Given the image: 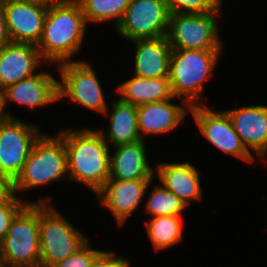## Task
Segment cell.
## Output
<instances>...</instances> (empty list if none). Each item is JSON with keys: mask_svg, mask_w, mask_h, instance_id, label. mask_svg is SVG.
I'll use <instances>...</instances> for the list:
<instances>
[{"mask_svg": "<svg viewBox=\"0 0 267 267\" xmlns=\"http://www.w3.org/2000/svg\"><path fill=\"white\" fill-rule=\"evenodd\" d=\"M88 24L76 0H56L48 5L42 36L36 45L50 65L74 61L81 52Z\"/></svg>", "mask_w": 267, "mask_h": 267, "instance_id": "1", "label": "cell"}, {"mask_svg": "<svg viewBox=\"0 0 267 267\" xmlns=\"http://www.w3.org/2000/svg\"><path fill=\"white\" fill-rule=\"evenodd\" d=\"M70 129L56 131L66 147L68 179L85 185L94 195L110 177L111 147L97 128Z\"/></svg>", "mask_w": 267, "mask_h": 267, "instance_id": "2", "label": "cell"}, {"mask_svg": "<svg viewBox=\"0 0 267 267\" xmlns=\"http://www.w3.org/2000/svg\"><path fill=\"white\" fill-rule=\"evenodd\" d=\"M222 51L172 49L168 78L173 96L190 107L204 105V83L214 75Z\"/></svg>", "mask_w": 267, "mask_h": 267, "instance_id": "3", "label": "cell"}, {"mask_svg": "<svg viewBox=\"0 0 267 267\" xmlns=\"http://www.w3.org/2000/svg\"><path fill=\"white\" fill-rule=\"evenodd\" d=\"M62 179L69 180L64 140L58 133L42 132L34 142L20 175L13 182L14 193L23 194Z\"/></svg>", "mask_w": 267, "mask_h": 267, "instance_id": "4", "label": "cell"}, {"mask_svg": "<svg viewBox=\"0 0 267 267\" xmlns=\"http://www.w3.org/2000/svg\"><path fill=\"white\" fill-rule=\"evenodd\" d=\"M0 267H40L39 203H26L0 241Z\"/></svg>", "mask_w": 267, "mask_h": 267, "instance_id": "5", "label": "cell"}, {"mask_svg": "<svg viewBox=\"0 0 267 267\" xmlns=\"http://www.w3.org/2000/svg\"><path fill=\"white\" fill-rule=\"evenodd\" d=\"M40 267H52L89 239L52 203H39Z\"/></svg>", "mask_w": 267, "mask_h": 267, "instance_id": "6", "label": "cell"}, {"mask_svg": "<svg viewBox=\"0 0 267 267\" xmlns=\"http://www.w3.org/2000/svg\"><path fill=\"white\" fill-rule=\"evenodd\" d=\"M223 4L224 1L209 13L171 14L166 34L171 49L223 50L224 42L217 24L222 19Z\"/></svg>", "mask_w": 267, "mask_h": 267, "instance_id": "7", "label": "cell"}, {"mask_svg": "<svg viewBox=\"0 0 267 267\" xmlns=\"http://www.w3.org/2000/svg\"><path fill=\"white\" fill-rule=\"evenodd\" d=\"M93 65L86 60L68 61L56 65L61 78L58 80L59 102L69 100L72 105L82 106L103 115L109 106L103 85Z\"/></svg>", "mask_w": 267, "mask_h": 267, "instance_id": "8", "label": "cell"}, {"mask_svg": "<svg viewBox=\"0 0 267 267\" xmlns=\"http://www.w3.org/2000/svg\"><path fill=\"white\" fill-rule=\"evenodd\" d=\"M210 108L208 105H197L190 108V113L200 133L212 145L226 155L233 156L241 162L252 164L256 158L243 145L236 133L227 112Z\"/></svg>", "mask_w": 267, "mask_h": 267, "instance_id": "9", "label": "cell"}, {"mask_svg": "<svg viewBox=\"0 0 267 267\" xmlns=\"http://www.w3.org/2000/svg\"><path fill=\"white\" fill-rule=\"evenodd\" d=\"M170 15L165 0H131L115 31L128 42L166 36Z\"/></svg>", "mask_w": 267, "mask_h": 267, "instance_id": "10", "label": "cell"}, {"mask_svg": "<svg viewBox=\"0 0 267 267\" xmlns=\"http://www.w3.org/2000/svg\"><path fill=\"white\" fill-rule=\"evenodd\" d=\"M42 132L40 126L17 117L0 120V173L14 182Z\"/></svg>", "mask_w": 267, "mask_h": 267, "instance_id": "11", "label": "cell"}, {"mask_svg": "<svg viewBox=\"0 0 267 267\" xmlns=\"http://www.w3.org/2000/svg\"><path fill=\"white\" fill-rule=\"evenodd\" d=\"M154 180H108L95 195L100 205L113 215L117 225L123 227L141 206Z\"/></svg>", "mask_w": 267, "mask_h": 267, "instance_id": "12", "label": "cell"}, {"mask_svg": "<svg viewBox=\"0 0 267 267\" xmlns=\"http://www.w3.org/2000/svg\"><path fill=\"white\" fill-rule=\"evenodd\" d=\"M48 70H40L36 74L9 85L3 89L4 108L8 102L32 111L46 108L50 104L59 103L58 78Z\"/></svg>", "mask_w": 267, "mask_h": 267, "instance_id": "13", "label": "cell"}, {"mask_svg": "<svg viewBox=\"0 0 267 267\" xmlns=\"http://www.w3.org/2000/svg\"><path fill=\"white\" fill-rule=\"evenodd\" d=\"M243 145L259 162L267 157V105L225 110Z\"/></svg>", "mask_w": 267, "mask_h": 267, "instance_id": "14", "label": "cell"}, {"mask_svg": "<svg viewBox=\"0 0 267 267\" xmlns=\"http://www.w3.org/2000/svg\"><path fill=\"white\" fill-rule=\"evenodd\" d=\"M2 4L11 41L37 45L42 36L48 5L15 0H5Z\"/></svg>", "mask_w": 267, "mask_h": 267, "instance_id": "15", "label": "cell"}, {"mask_svg": "<svg viewBox=\"0 0 267 267\" xmlns=\"http://www.w3.org/2000/svg\"><path fill=\"white\" fill-rule=\"evenodd\" d=\"M176 99L173 97L161 102H152L137 106L138 130L142 140L146 135L162 136L182 123L184 118L190 113V106L187 103L174 104ZM177 127V128H176Z\"/></svg>", "mask_w": 267, "mask_h": 267, "instance_id": "16", "label": "cell"}, {"mask_svg": "<svg viewBox=\"0 0 267 267\" xmlns=\"http://www.w3.org/2000/svg\"><path fill=\"white\" fill-rule=\"evenodd\" d=\"M48 63L42 58L37 46L30 43L11 42L0 48V88L30 77Z\"/></svg>", "mask_w": 267, "mask_h": 267, "instance_id": "17", "label": "cell"}, {"mask_svg": "<svg viewBox=\"0 0 267 267\" xmlns=\"http://www.w3.org/2000/svg\"><path fill=\"white\" fill-rule=\"evenodd\" d=\"M155 178L170 192H173L187 208L193 201L203 200L201 174L190 161L155 163Z\"/></svg>", "mask_w": 267, "mask_h": 267, "instance_id": "18", "label": "cell"}, {"mask_svg": "<svg viewBox=\"0 0 267 267\" xmlns=\"http://www.w3.org/2000/svg\"><path fill=\"white\" fill-rule=\"evenodd\" d=\"M146 141L121 144L110 151V177L108 180L155 179V171L147 156Z\"/></svg>", "mask_w": 267, "mask_h": 267, "instance_id": "19", "label": "cell"}, {"mask_svg": "<svg viewBox=\"0 0 267 267\" xmlns=\"http://www.w3.org/2000/svg\"><path fill=\"white\" fill-rule=\"evenodd\" d=\"M130 44H133L135 49L133 75L146 79L169 77L172 49L166 36L137 39Z\"/></svg>", "mask_w": 267, "mask_h": 267, "instance_id": "20", "label": "cell"}, {"mask_svg": "<svg viewBox=\"0 0 267 267\" xmlns=\"http://www.w3.org/2000/svg\"><path fill=\"white\" fill-rule=\"evenodd\" d=\"M104 115L109 119L107 131L104 128L97 129L109 146L132 144L142 140L138 130L137 107L135 105L124 102L117 97L116 101H112L110 107H107Z\"/></svg>", "mask_w": 267, "mask_h": 267, "instance_id": "21", "label": "cell"}, {"mask_svg": "<svg viewBox=\"0 0 267 267\" xmlns=\"http://www.w3.org/2000/svg\"><path fill=\"white\" fill-rule=\"evenodd\" d=\"M115 93L127 103L140 106L173 98L169 78L146 79L133 76L116 87Z\"/></svg>", "mask_w": 267, "mask_h": 267, "instance_id": "22", "label": "cell"}, {"mask_svg": "<svg viewBox=\"0 0 267 267\" xmlns=\"http://www.w3.org/2000/svg\"><path fill=\"white\" fill-rule=\"evenodd\" d=\"M182 215L158 216L146 222V232L155 252L168 250L182 242Z\"/></svg>", "mask_w": 267, "mask_h": 267, "instance_id": "23", "label": "cell"}, {"mask_svg": "<svg viewBox=\"0 0 267 267\" xmlns=\"http://www.w3.org/2000/svg\"><path fill=\"white\" fill-rule=\"evenodd\" d=\"M82 9L87 24L114 23V29L120 24L131 0H76ZM114 21V22H113Z\"/></svg>", "mask_w": 267, "mask_h": 267, "instance_id": "24", "label": "cell"}, {"mask_svg": "<svg viewBox=\"0 0 267 267\" xmlns=\"http://www.w3.org/2000/svg\"><path fill=\"white\" fill-rule=\"evenodd\" d=\"M151 189L146 202H144L146 215L149 214L150 218L182 215L188 209L173 192H170L161 183L154 184Z\"/></svg>", "mask_w": 267, "mask_h": 267, "instance_id": "25", "label": "cell"}, {"mask_svg": "<svg viewBox=\"0 0 267 267\" xmlns=\"http://www.w3.org/2000/svg\"><path fill=\"white\" fill-rule=\"evenodd\" d=\"M51 200V196H42L37 201H30L14 193L8 200L0 202V241L7 235L10 222L15 214L26 203H52Z\"/></svg>", "mask_w": 267, "mask_h": 267, "instance_id": "26", "label": "cell"}, {"mask_svg": "<svg viewBox=\"0 0 267 267\" xmlns=\"http://www.w3.org/2000/svg\"><path fill=\"white\" fill-rule=\"evenodd\" d=\"M224 0H165L171 14H203L214 11Z\"/></svg>", "mask_w": 267, "mask_h": 267, "instance_id": "27", "label": "cell"}, {"mask_svg": "<svg viewBox=\"0 0 267 267\" xmlns=\"http://www.w3.org/2000/svg\"><path fill=\"white\" fill-rule=\"evenodd\" d=\"M89 241L69 257L57 262L52 267H90L95 257L102 250L92 248Z\"/></svg>", "mask_w": 267, "mask_h": 267, "instance_id": "28", "label": "cell"}, {"mask_svg": "<svg viewBox=\"0 0 267 267\" xmlns=\"http://www.w3.org/2000/svg\"><path fill=\"white\" fill-rule=\"evenodd\" d=\"M117 255L116 251L102 250L93 260L90 267H131L127 257Z\"/></svg>", "mask_w": 267, "mask_h": 267, "instance_id": "29", "label": "cell"}, {"mask_svg": "<svg viewBox=\"0 0 267 267\" xmlns=\"http://www.w3.org/2000/svg\"><path fill=\"white\" fill-rule=\"evenodd\" d=\"M13 194V182L0 173V202L8 200Z\"/></svg>", "mask_w": 267, "mask_h": 267, "instance_id": "30", "label": "cell"}, {"mask_svg": "<svg viewBox=\"0 0 267 267\" xmlns=\"http://www.w3.org/2000/svg\"><path fill=\"white\" fill-rule=\"evenodd\" d=\"M3 4L0 3V48L11 43Z\"/></svg>", "mask_w": 267, "mask_h": 267, "instance_id": "31", "label": "cell"}, {"mask_svg": "<svg viewBox=\"0 0 267 267\" xmlns=\"http://www.w3.org/2000/svg\"><path fill=\"white\" fill-rule=\"evenodd\" d=\"M7 109L4 108V98H3V90L0 88V120L6 119L7 117L15 118L12 112L6 111Z\"/></svg>", "mask_w": 267, "mask_h": 267, "instance_id": "32", "label": "cell"}, {"mask_svg": "<svg viewBox=\"0 0 267 267\" xmlns=\"http://www.w3.org/2000/svg\"><path fill=\"white\" fill-rule=\"evenodd\" d=\"M23 3H32V4H39V5H50L52 2L56 0H15Z\"/></svg>", "mask_w": 267, "mask_h": 267, "instance_id": "33", "label": "cell"}, {"mask_svg": "<svg viewBox=\"0 0 267 267\" xmlns=\"http://www.w3.org/2000/svg\"><path fill=\"white\" fill-rule=\"evenodd\" d=\"M262 162L267 163V157Z\"/></svg>", "mask_w": 267, "mask_h": 267, "instance_id": "34", "label": "cell"}]
</instances>
